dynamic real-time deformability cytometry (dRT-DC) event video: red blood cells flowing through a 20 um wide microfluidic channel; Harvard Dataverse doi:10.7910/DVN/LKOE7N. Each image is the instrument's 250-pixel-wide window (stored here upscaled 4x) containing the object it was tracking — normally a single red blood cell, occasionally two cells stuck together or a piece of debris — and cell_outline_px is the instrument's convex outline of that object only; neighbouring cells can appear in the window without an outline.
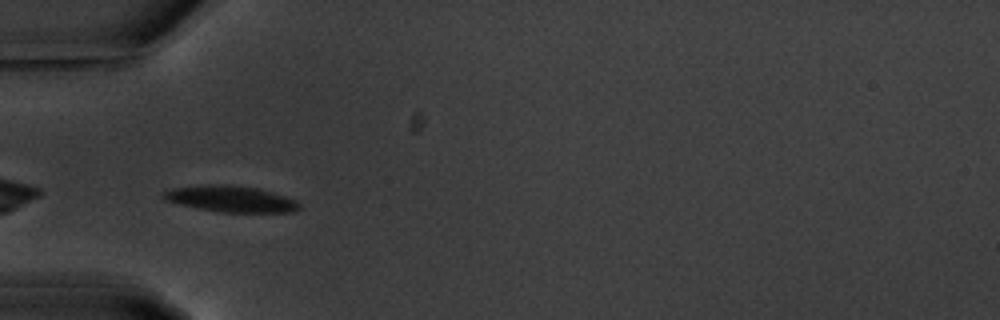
{"species": "common noctule bat (a hibernating species)", "species_latin": "Nyctalus noctula", "temperature_condition": "warm", "stored_images_in_passage": 1, "camera_frame_rate_fps": 3000, "um_per_image_px": 0.085, "animal": {"sex": "male", "body_mass_g": 20.1, "forearm_length_mm": 53.5}, "frame": {"image": 1, "passage_image": 1, "time_ms": 0.0, "image_size_px": [1000, 320], "cell_outline_px": [[300, 208], [292, 212], [220, 212], [180, 204], [164, 200], [160, 196], [164, 192], [176, 188], [216, 184], [224, 184], [256, 188], [284, 196], [296, 200], [300, 204]], "centroid_in_image_um": [19.64, 16.92], "position_along_channel_um": 65.4, "area_um2": 20.29}}